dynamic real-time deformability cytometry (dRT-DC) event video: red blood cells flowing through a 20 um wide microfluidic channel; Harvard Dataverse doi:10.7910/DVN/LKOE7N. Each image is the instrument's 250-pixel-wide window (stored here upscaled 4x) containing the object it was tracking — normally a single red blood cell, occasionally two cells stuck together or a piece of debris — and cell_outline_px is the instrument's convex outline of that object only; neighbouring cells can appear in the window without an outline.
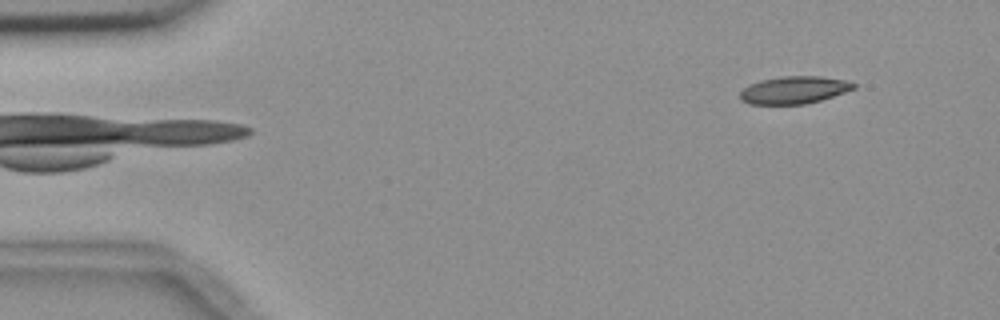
{"species": "common noctule bat (a hibernating species)", "species_latin": "Nyctalus noctula", "temperature_condition": "room temperature", "stored_images_in_passage": 52, "camera_frame_rate_fps": 3000, "um_per_image_px": 0.085, "animal": {"sex": "female", "body_mass_g": 18.4}, "frame": {"image": 1, "passage_image": 2, "time_ms": 0.333, "image_size_px": [1000, 320], "cell_outline_px": [[856, 88], [820, 100], [804, 104], [748, 104], [740, 100], [740, 92], [748, 84], [760, 80], [780, 76], [820, 76], [844, 80], [856, 84]], "centroid_in_image_um": [67.45, 7.64], "position_along_channel_um": 17.6, "area_um2": 18.15}}
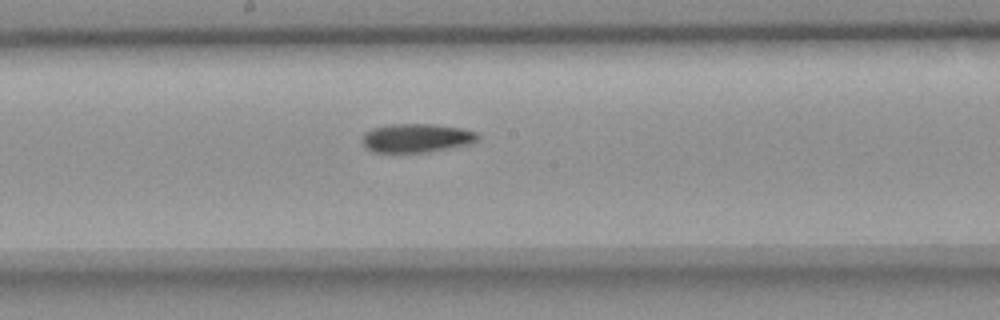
{"frame": {"image": 2, "passage_image": 26, "time_ms": 8.333, "image_size_px": [1000, 320], "cell_outline_px": [[480, 136], [476, 140], [468, 144], [424, 152], [376, 152], [364, 148], [364, 132], [372, 128], [392, 124], [432, 124], [464, 128], [476, 132]], "centroid_in_image_um": [35.4, 11.72], "position_along_channel_um": 212.8, "area_um2": 19.13}}
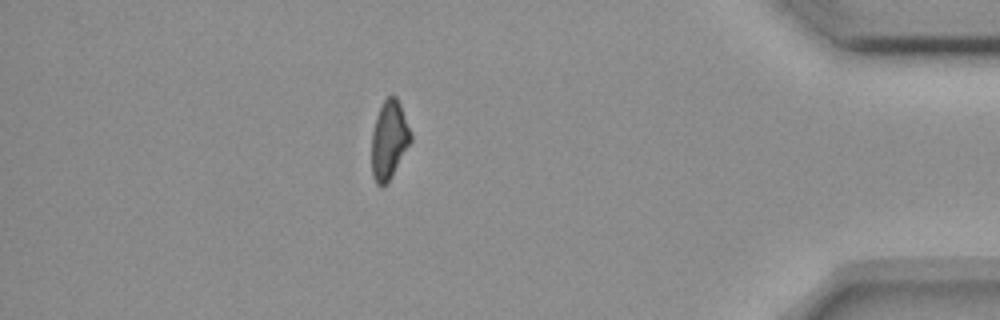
{"frame": {"image": 3, "passage_image": 45, "time_ms": 14.667, "image_size_px": [1000, 320], "cell_outline_px": [[412, 140], [388, 180], [380, 188], [376, 184], [372, 176], [372, 132], [376, 116], [380, 104], [392, 92], [396, 96], [400, 104], [412, 132]], "centroid_in_image_um": [33.07, 11.83], "position_along_channel_um": 402.1, "area_um2": 17.86}}